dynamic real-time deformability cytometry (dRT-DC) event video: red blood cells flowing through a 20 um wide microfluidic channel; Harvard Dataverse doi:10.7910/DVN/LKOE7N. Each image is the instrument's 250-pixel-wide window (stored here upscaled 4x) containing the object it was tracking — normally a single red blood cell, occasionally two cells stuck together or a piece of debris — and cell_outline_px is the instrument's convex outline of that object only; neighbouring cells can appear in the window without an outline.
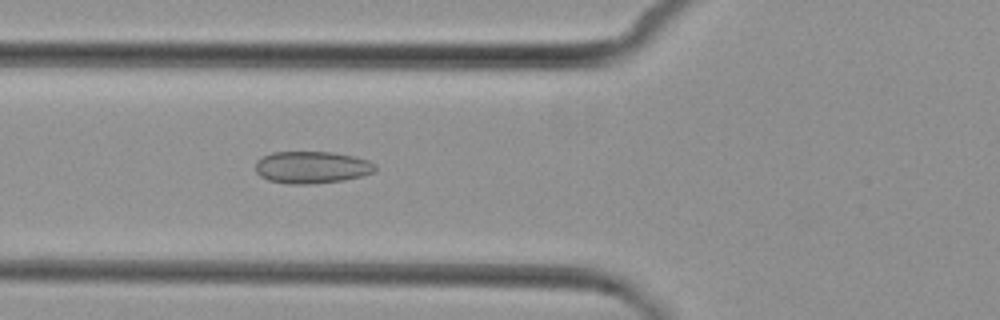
{"species": "common noctule bat (a hibernating species)", "species_latin": "Nyctalus noctula", "temperature_condition": "cold", "stored_images_in_passage": 3, "camera_frame_rate_fps": 3000, "um_per_image_px": 0.085, "animal": {"sex": "female", "body_mass_g": 29.2, "forearm_length_mm": 56.3}, "frame": {"image": 1, "passage_image": 3, "time_ms": 2.333, "image_size_px": [1000, 320], "cell_outline_px": [[376, 172], [344, 180], [312, 184], [288, 184], [268, 180], [260, 176], [256, 172], [256, 160], [272, 152], [332, 152], [352, 156], [368, 160], [376, 164]], "centroid_in_image_um": [26.5, 14.22], "position_along_channel_um": 99.3, "area_um2": 22.48}}